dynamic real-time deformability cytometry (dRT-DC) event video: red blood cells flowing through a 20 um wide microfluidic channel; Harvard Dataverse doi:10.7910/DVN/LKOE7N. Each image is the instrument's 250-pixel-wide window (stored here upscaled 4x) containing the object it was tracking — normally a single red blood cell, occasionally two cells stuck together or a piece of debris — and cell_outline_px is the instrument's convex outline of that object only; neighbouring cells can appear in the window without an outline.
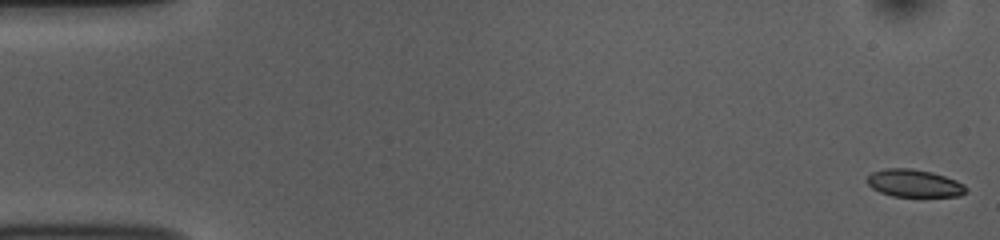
{"species": "common noctule bat (a hibernating species)", "species_latin": "Nyctalus noctula", "temperature_condition": "room temperature", "stored_images_in_passage": 54, "camera_frame_rate_fps": 3000, "um_per_image_px": 0.085, "animal": {"sex": "female", "body_mass_g": 10.0, "forearm_length_mm": 53.1}, "frame": {"image": 1, "passage_image": 1, "time_ms": 0.0, "image_size_px": [1000, 240], "cell_outline_px": [[968, 192], [960, 196], [892, 196], [880, 192], [872, 188], [864, 180], [872, 172], [884, 168], [912, 168], [932, 172], [956, 180], [964, 184], [968, 188]], "centroid_in_image_um": [77.71, 15.57], "position_along_channel_um": 7.3, "area_um2": 16.07}}
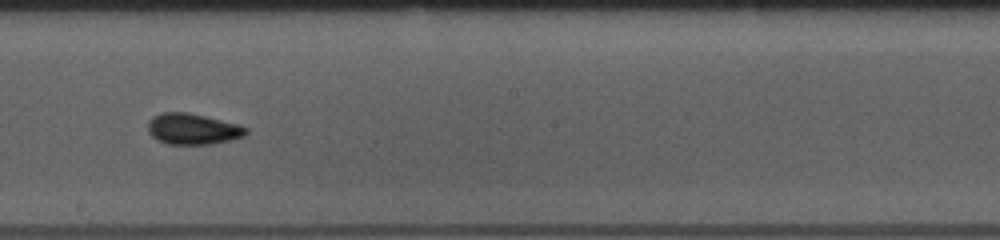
{"frame": {"image": 2, "passage_image": 30, "time_ms": 9.667, "image_size_px": [1000, 240], "cell_outline_px": [[248, 132], [244, 136], [212, 144], [168, 144], [156, 140], [148, 132], [148, 120], [152, 116], [160, 112], [188, 112], [240, 124], [248, 128]], "centroid_in_image_um": [16.36, 10.95], "position_along_channel_um": 231.8, "area_um2": 17.92}}
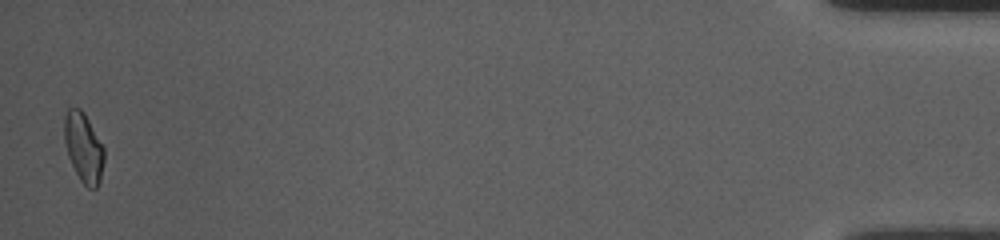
{"frame": {"image": 3, "passage_image": 53, "time_ms": 17.333, "image_size_px": [1000, 240], "cell_outline_px": [[104, 160], [100, 180], [96, 188], [88, 188], [80, 180], [68, 156], [64, 140], [64, 116], [68, 108], [80, 108], [84, 112], [104, 148]], "centroid_in_image_um": [7.09, 12.52], "position_along_channel_um": 428.1, "area_um2": 16.01}, "authors_computed_cell_mechanics": {"area_um2": 16.7042, "velocity_mm_per_s": 3.7429, "shape_relaxation_time_tau1_ms": 3.8962, "shape_relaxation_time_tau2_ms": 2.218, "deformation_change_tau1": 0.0882, "deformation_change_tau2": 0.0558}}